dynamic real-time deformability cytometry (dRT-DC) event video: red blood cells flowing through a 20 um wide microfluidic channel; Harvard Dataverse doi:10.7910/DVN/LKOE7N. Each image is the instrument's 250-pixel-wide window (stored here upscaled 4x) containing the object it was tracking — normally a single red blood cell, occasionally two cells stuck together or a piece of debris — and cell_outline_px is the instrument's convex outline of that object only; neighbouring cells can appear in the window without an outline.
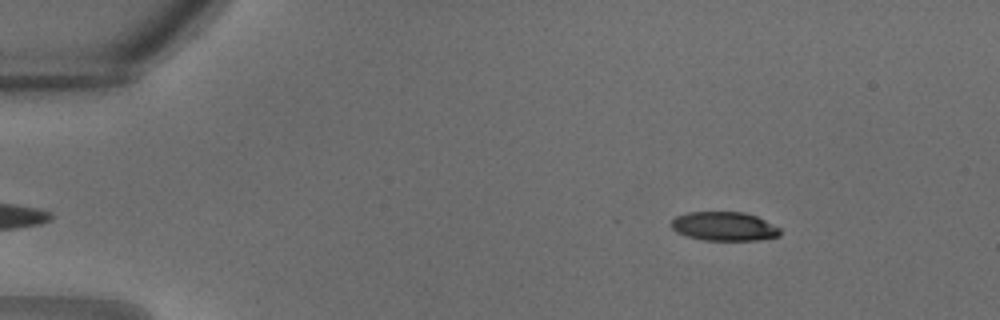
{"species": "common noctule bat (a hibernating species)", "species_latin": "Nyctalus noctula", "temperature_condition": "warm", "stored_images_in_passage": 7, "camera_frame_rate_fps": 3000, "um_per_image_px": 0.085, "animal": {"sex": "male", "body_mass_g": 18.8}, "frame": {"image": 1, "passage_image": 1, "time_ms": 0.0, "image_size_px": [1000, 320], "cell_outline_px": [[780, 236], [756, 240], [704, 240], [688, 236], [676, 232], [668, 224], [676, 216], [688, 212], [744, 212], [756, 216], [780, 228]], "centroid_in_image_um": [61.52, 19.23], "position_along_channel_um": 23.5, "area_um2": 18.32}}
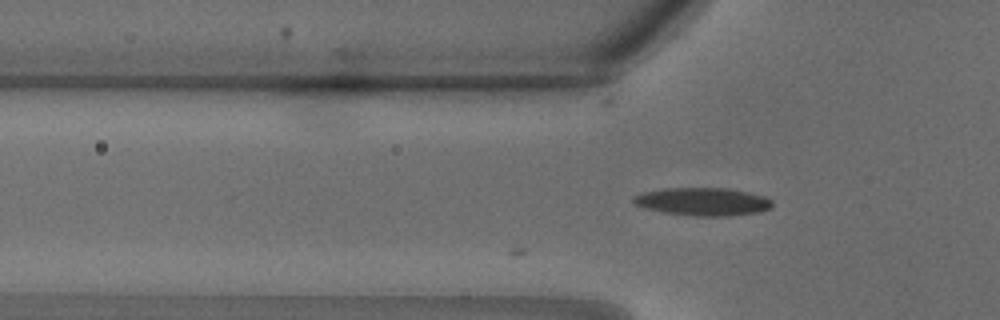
{"frame": {"image": 2, "passage_image": 7, "time_ms": 2.0, "image_size_px": [1000, 320], "cell_outline_px": [[772, 208], [760, 212], [728, 216], [692, 216], [664, 212], [648, 208], [636, 204], [632, 200], [632, 196], [640, 192], [664, 188], [728, 188], [748, 192], [764, 196], [772, 200]], "centroid_in_image_um": [59.75, 17.13], "position_along_channel_um": 66.0, "area_um2": 22.72}}